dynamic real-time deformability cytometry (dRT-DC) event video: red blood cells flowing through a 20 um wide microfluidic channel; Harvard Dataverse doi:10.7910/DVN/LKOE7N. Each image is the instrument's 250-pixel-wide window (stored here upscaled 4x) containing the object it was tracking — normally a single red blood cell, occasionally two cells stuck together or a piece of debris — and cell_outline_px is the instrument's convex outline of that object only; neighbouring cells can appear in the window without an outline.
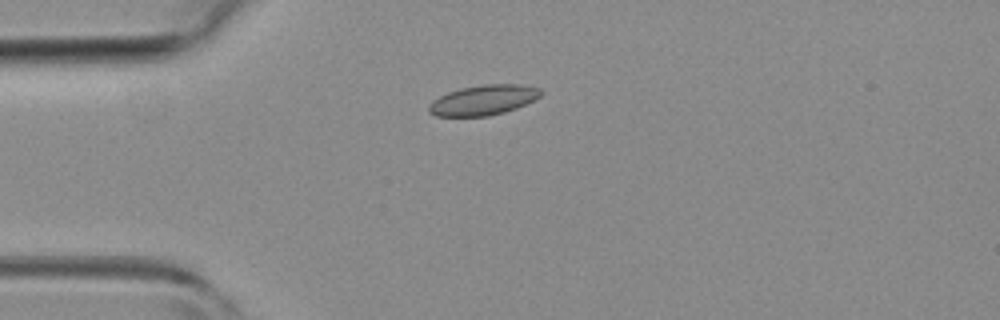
{"species": "common noctule bat (a hibernating species)", "species_latin": "Nyctalus noctula", "temperature_condition": "room temperature", "stored_images_in_passage": 1, "camera_frame_rate_fps": 3000, "um_per_image_px": 0.085, "animal": {"sex": "female", "body_mass_g": 19.3, "forearm_length_mm": 54.1}, "frame": {"image": 1, "passage_image": 1, "time_ms": 0.0, "image_size_px": [1000, 320], "cell_outline_px": [[544, 92], [540, 96], [516, 108], [504, 112], [488, 116], [436, 116], [428, 112], [428, 104], [432, 100], [448, 92], [460, 88], [480, 84], [520, 84], [540, 88]], "centroid_in_image_um": [41.06, 8.5], "position_along_channel_um": 43.9, "area_um2": 19.71}}